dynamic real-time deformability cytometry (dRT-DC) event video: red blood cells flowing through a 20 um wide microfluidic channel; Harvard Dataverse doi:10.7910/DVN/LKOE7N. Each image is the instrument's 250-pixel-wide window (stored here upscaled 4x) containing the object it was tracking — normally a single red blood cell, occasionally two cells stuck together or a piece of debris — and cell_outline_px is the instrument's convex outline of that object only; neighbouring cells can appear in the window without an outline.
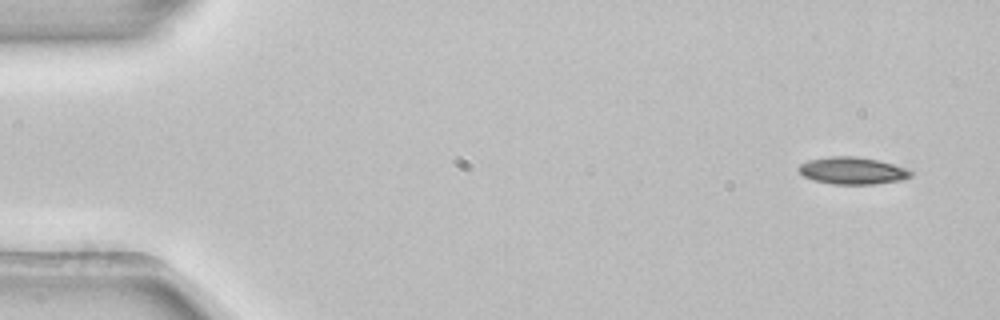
{"species": "common noctule bat (a hibernating species)", "species_latin": "Nyctalus noctula", "temperature_condition": "room temperature", "stored_images_in_passage": 3, "camera_frame_rate_fps": 3000, "um_per_image_px": 0.085, "animal": {"sex": "female", "body_mass_g": 22.7, "forearm_length_mm": 54.2}, "frame": {"image": 1, "passage_image": 1, "time_ms": 0.0, "image_size_px": [1000, 320], "cell_outline_px": [[912, 176], [904, 180], [872, 184], [836, 184], [812, 180], [804, 176], [796, 168], [800, 164], [808, 160], [832, 156], [856, 156], [876, 160], [892, 164], [904, 168], [912, 172]], "centroid_in_image_um": [72.43, 14.51], "position_along_channel_um": 12.6, "area_um2": 17.63}}